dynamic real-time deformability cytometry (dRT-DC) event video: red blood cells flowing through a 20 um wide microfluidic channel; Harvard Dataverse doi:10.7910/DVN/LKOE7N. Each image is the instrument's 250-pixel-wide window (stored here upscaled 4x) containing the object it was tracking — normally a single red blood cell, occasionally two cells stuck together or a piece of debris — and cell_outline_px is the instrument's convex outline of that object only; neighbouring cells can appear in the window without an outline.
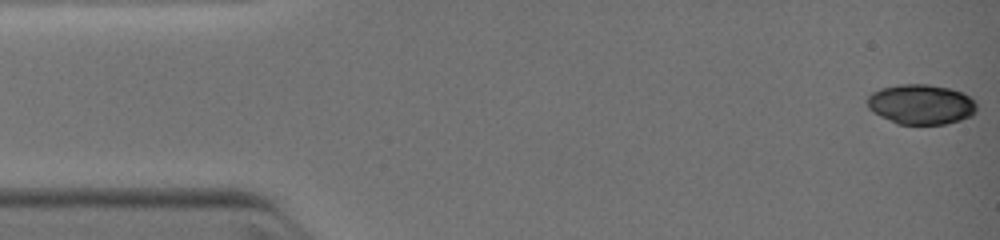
{"species": "common noctule bat (a hibernating species)", "species_latin": "Nyctalus noctula", "temperature_condition": "warm", "stored_images_in_passage": 4, "camera_frame_rate_fps": 3000, "um_per_image_px": 0.085, "animal": {"sex": "female", "body_mass_g": 19.0, "forearm_length_mm": 51.5}, "frame": {"image": 1, "passage_image": 1, "time_ms": 0.0, "image_size_px": [1000, 240], "cell_outline_px": [[976, 112], [972, 116], [960, 120], [944, 124], [896, 124], [872, 112], [868, 108], [868, 96], [872, 92], [880, 88], [900, 84], [928, 84], [948, 88], [960, 92], [968, 96], [976, 104]], "centroid_in_image_um": [78.26, 8.87], "position_along_channel_um": 6.7, "area_um2": 25.49}}
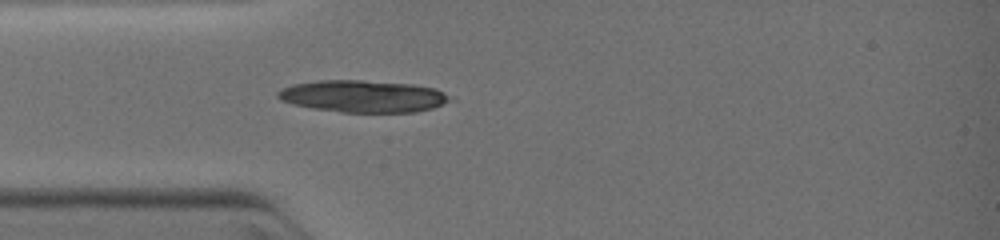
{"frame": {"image": 2, "passage_image": 4, "time_ms": 3.333, "image_size_px": [1000, 240], "cell_outline_px": [[452, 100], [432, 108], [416, 112], [340, 112], [312, 108], [292, 104], [280, 100], [276, 96], [276, 92], [280, 88], [292, 84], [320, 80], [364, 80], [412, 84], [432, 88], [448, 96]], "centroid_in_image_um": [30.77, 8.18], "position_along_channel_um": 54.2, "area_um2": 32.08}}